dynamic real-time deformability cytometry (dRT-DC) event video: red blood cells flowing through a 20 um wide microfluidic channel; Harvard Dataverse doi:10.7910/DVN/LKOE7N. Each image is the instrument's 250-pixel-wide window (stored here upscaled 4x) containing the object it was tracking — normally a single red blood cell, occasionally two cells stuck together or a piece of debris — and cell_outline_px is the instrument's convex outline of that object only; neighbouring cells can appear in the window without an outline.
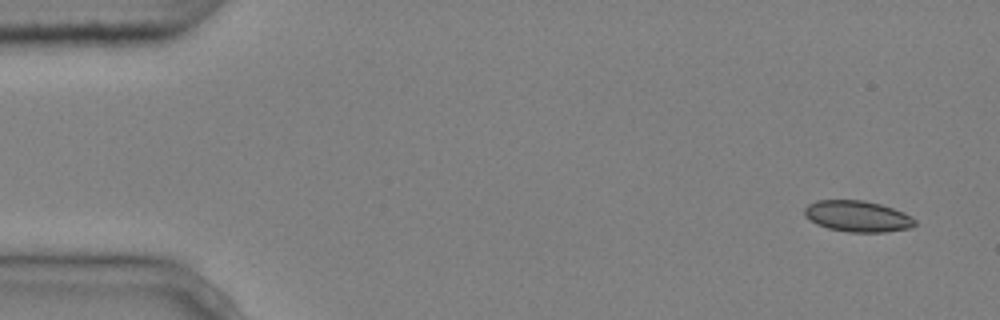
{"species": "common noctule bat (a hibernating species)", "species_latin": "Nyctalus noctula", "temperature_condition": "cold", "stored_images_in_passage": 7, "camera_frame_rate_fps": 3000, "um_per_image_px": 0.085, "animal": {"sex": "male", "body_mass_g": 20.4}, "frame": {"image": 1, "passage_image": 1, "time_ms": 0.0, "image_size_px": [1000, 320], "cell_outline_px": [[916, 224], [908, 228], [884, 232], [848, 232], [828, 228], [816, 224], [804, 212], [804, 208], [808, 204], [816, 200], [864, 200], [880, 204], [892, 208], [912, 216], [916, 220]], "centroid_in_image_um": [72.9, 18.38], "position_along_channel_um": 12.1, "area_um2": 19.88}}
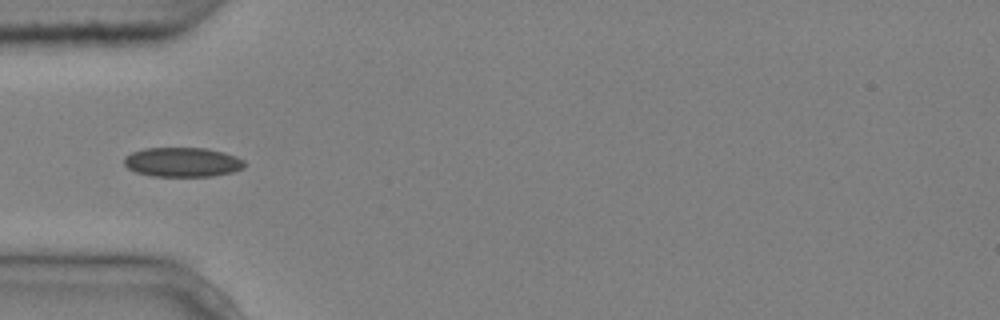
{"frame": {"image": 2, "passage_image": 5, "time_ms": 1.333, "image_size_px": [1000, 320], "cell_outline_px": [[248, 164], [244, 168], [232, 172], [212, 176], [152, 176], [136, 172], [128, 168], [124, 164], [124, 156], [132, 152], [144, 148], [208, 148], [224, 152], [236, 156], [244, 160]], "centroid_in_image_um": [15.54, 13.78], "position_along_channel_um": 69.5, "area_um2": 20.87}}